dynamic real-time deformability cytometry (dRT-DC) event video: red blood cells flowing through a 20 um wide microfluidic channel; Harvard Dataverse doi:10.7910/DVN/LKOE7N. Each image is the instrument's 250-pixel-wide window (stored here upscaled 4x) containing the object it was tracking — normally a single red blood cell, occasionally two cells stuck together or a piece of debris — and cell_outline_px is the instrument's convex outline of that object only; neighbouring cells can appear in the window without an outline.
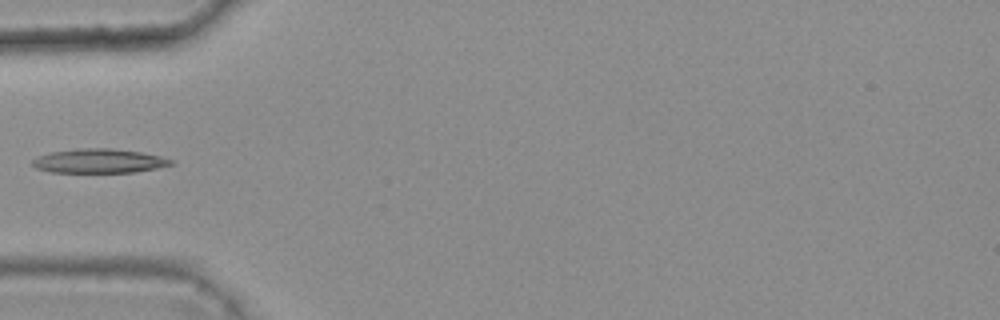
{"species": "common noctule bat (a hibernating species)", "species_latin": "Nyctalus noctula", "temperature_condition": "warm", "stored_images_in_passage": 6, "camera_frame_rate_fps": 3000, "um_per_image_px": 0.085, "animal": {"sex": "female", "body_mass_g": 25.1}, "frame": {"image": 1, "passage_image": 5, "time_ms": 1.333, "image_size_px": [1000, 320], "cell_outline_px": [[176, 164], [136, 172], [48, 172], [36, 168], [32, 164], [32, 160], [40, 156], [52, 152], [76, 148], [112, 148], [140, 152], [160, 156], [172, 160]], "centroid_in_image_um": [8.43, 13.68], "position_along_channel_um": 76.6, "area_um2": 19.48}}
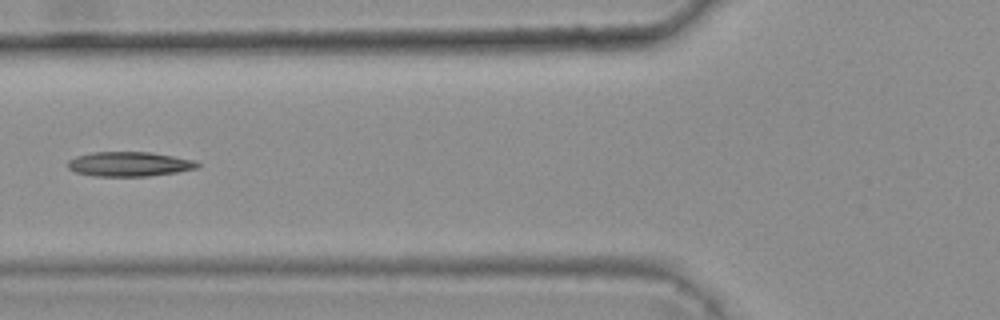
{"frame": {"image": 2, "passage_image": 6, "time_ms": 1.667, "image_size_px": [1000, 320], "cell_outline_px": [[200, 164], [196, 168], [176, 172], [148, 176], [96, 176], [76, 172], [68, 168], [68, 160], [76, 156], [92, 152], [152, 152], [196, 160]], "centroid_in_image_um": [11.0, 13.94], "position_along_channel_um": 114.8, "area_um2": 18.55}}